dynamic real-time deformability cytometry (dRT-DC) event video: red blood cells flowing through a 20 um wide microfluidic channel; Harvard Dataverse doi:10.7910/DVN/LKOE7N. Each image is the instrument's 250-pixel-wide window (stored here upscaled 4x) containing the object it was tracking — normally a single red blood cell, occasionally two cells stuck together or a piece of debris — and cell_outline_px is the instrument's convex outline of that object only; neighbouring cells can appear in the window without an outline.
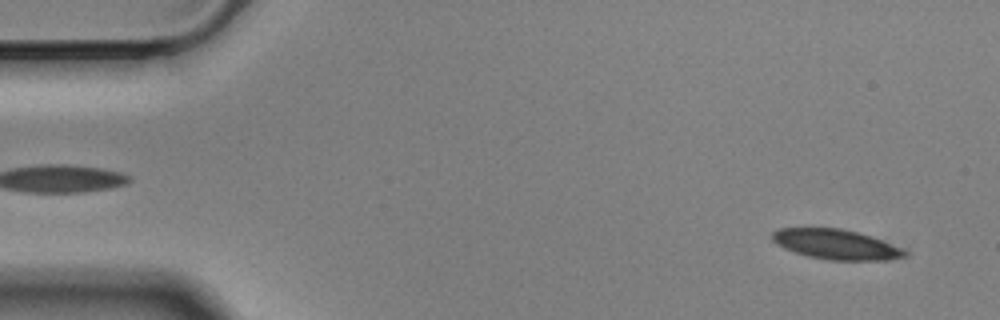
{"species": "Egyptian fruit bat (a non-hibernating species)", "species_latin": "Rousettus aegyptiacus", "temperature_condition": "cold", "stored_images_in_passage": 56, "camera_frame_rate_fps": 3000, "um_per_image_px": 0.085, "animal": {"sex": "male"}, "frame": {"image": 1, "passage_image": 3, "time_ms": 0.667, "image_size_px": [1000, 320], "cell_outline_px": [[908, 252], [904, 256], [884, 260], [828, 260], [808, 256], [784, 248], [776, 244], [772, 240], [772, 232], [780, 228], [840, 228], [856, 232], [880, 240], [900, 248]], "centroid_in_image_um": [70.99, 20.77], "position_along_channel_um": 14.0, "area_um2": 22.66}}
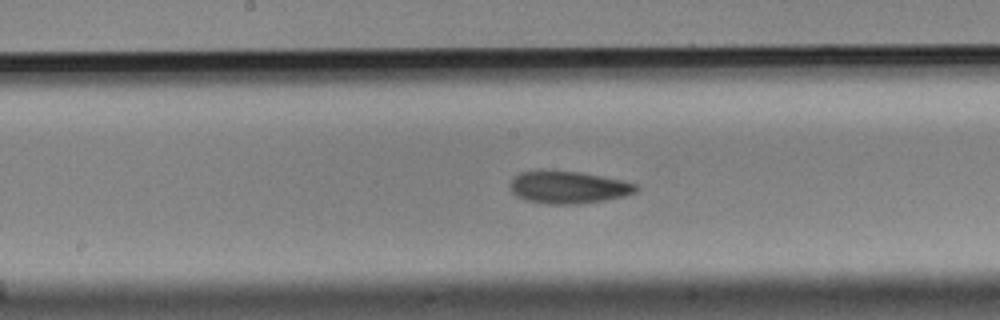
{"frame": {"image": 2, "passage_image": 28, "time_ms": 9.0, "image_size_px": [1000, 320], "cell_outline_px": [[640, 188], [636, 192], [624, 196], [604, 200], [580, 204], [548, 204], [524, 200], [516, 196], [508, 188], [508, 184], [512, 176], [520, 172], [580, 172], [620, 180], [636, 184]], "centroid_in_image_um": [48.26, 15.95], "position_along_channel_um": 199.9, "area_um2": 23.58}}
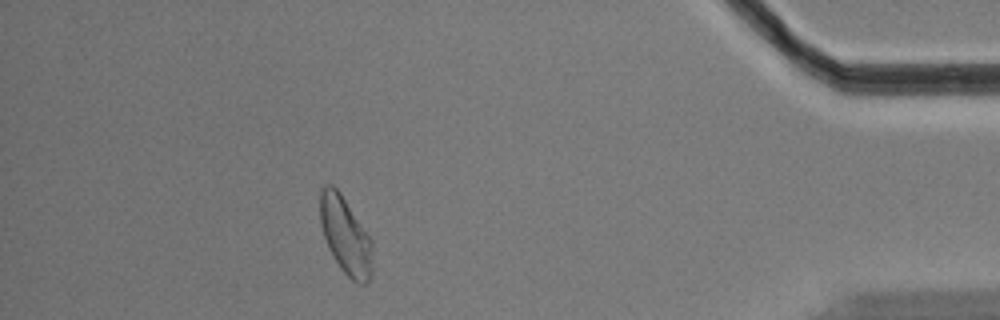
{"frame": {"image": 3, "passage_image": 50, "time_ms": 16.333, "image_size_px": [1000, 320], "cell_outline_px": [[372, 276], [364, 284], [360, 284], [352, 280], [340, 268], [328, 248], [320, 224], [320, 192], [324, 184], [332, 184], [340, 192], [372, 240]], "centroid_in_image_um": [29.36, 20.03], "position_along_channel_um": 405.8, "area_um2": 23.58}}